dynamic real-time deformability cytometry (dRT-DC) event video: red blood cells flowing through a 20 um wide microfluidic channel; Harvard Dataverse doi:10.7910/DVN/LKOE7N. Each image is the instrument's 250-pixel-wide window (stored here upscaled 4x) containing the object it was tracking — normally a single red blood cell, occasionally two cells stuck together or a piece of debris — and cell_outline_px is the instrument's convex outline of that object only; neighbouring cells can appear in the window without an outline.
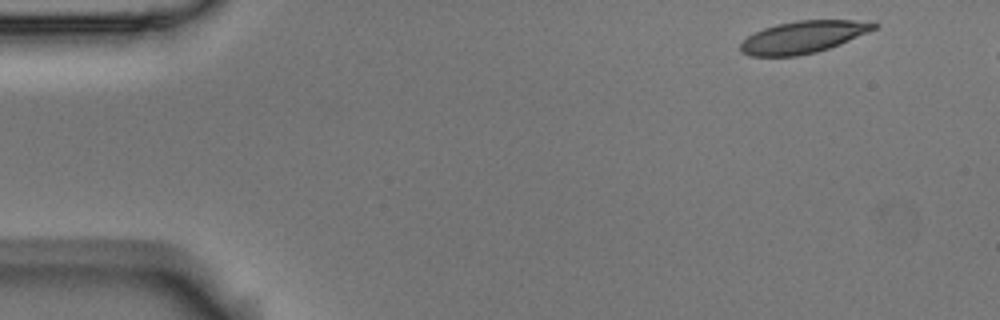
{"species": "Egyptian fruit bat (a non-hibernating species)", "species_latin": "Rousettus aegyptiacus", "temperature_condition": "room temperature", "stored_images_in_passage": 5, "camera_frame_rate_fps": 3000, "um_per_image_px": 0.085, "animal": {"sex": "male"}, "frame": {"image": 1, "passage_image": 1, "time_ms": 0.0, "image_size_px": [1000, 320], "cell_outline_px": [[880, 24], [876, 28], [868, 32], [840, 44], [816, 52], [796, 56], [748, 56], [740, 52], [740, 44], [748, 36], [764, 28], [776, 24], [796, 20], [876, 20]], "centroid_in_image_um": [68.31, 3.13], "position_along_channel_um": 16.7, "area_um2": 25.2}}